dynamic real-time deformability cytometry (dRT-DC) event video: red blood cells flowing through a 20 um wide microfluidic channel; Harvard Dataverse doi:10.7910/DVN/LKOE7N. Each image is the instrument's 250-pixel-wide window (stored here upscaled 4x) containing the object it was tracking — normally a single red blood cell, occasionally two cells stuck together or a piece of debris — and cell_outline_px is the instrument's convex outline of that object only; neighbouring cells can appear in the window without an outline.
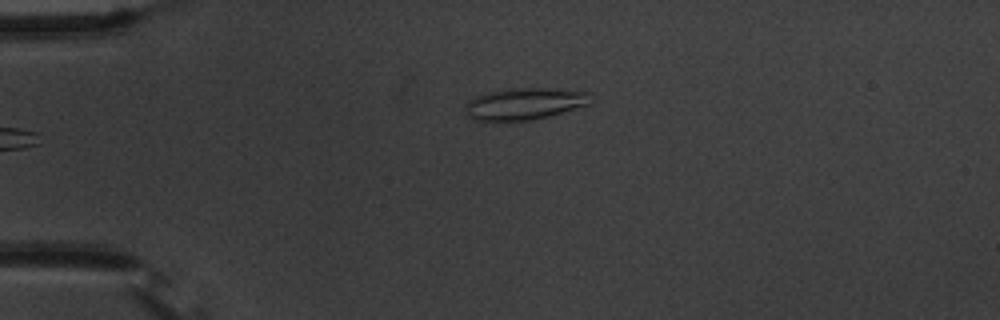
{"species": "common noctule bat (a hibernating species)", "species_latin": "Nyctalus noctula", "temperature_condition": "warm", "stored_images_in_passage": 2, "camera_frame_rate_fps": 3000, "um_per_image_px": 0.085, "animal": {"sex": "male", "body_mass_g": 20.1, "forearm_length_mm": 53.5}, "frame": {"image": 1, "passage_image": 2, "time_ms": 1.0, "image_size_px": [1000, 320], "cell_outline_px": [[592, 96], [588, 104], [548, 116], [532, 120], [476, 120], [468, 116], [464, 104], [468, 100], [476, 96], [508, 88], [544, 88], [588, 92]], "centroid_in_image_um": [44.56, 8.81], "position_along_channel_um": 40.4, "area_um2": 22.77}}